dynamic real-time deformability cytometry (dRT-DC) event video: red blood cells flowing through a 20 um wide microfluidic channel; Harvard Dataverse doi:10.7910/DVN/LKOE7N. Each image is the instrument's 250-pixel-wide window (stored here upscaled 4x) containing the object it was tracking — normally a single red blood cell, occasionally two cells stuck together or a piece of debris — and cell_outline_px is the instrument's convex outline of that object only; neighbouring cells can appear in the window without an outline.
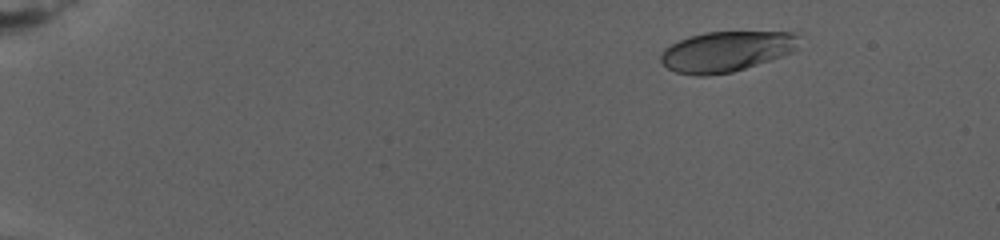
{"species": "human", "species_latin": "Homo sapiens", "temperature_condition": "warm", "stored_images_in_passage": 12, "camera_frame_rate_fps": 3000, "um_per_image_px": 0.085, "donor": {"sex": "female"}, "frame": {"image": 1, "passage_image": 4, "time_ms": 3.667, "image_size_px": [1000, 240], "cell_outline_px": [[796, 48], [792, 52], [732, 72], [704, 76], [696, 76], [676, 72], [668, 68], [660, 60], [660, 52], [664, 48], [688, 36], [704, 32], [796, 32]], "centroid_in_image_um": [61.66, 4.37], "position_along_channel_um": 23.3, "area_um2": 32.19}}
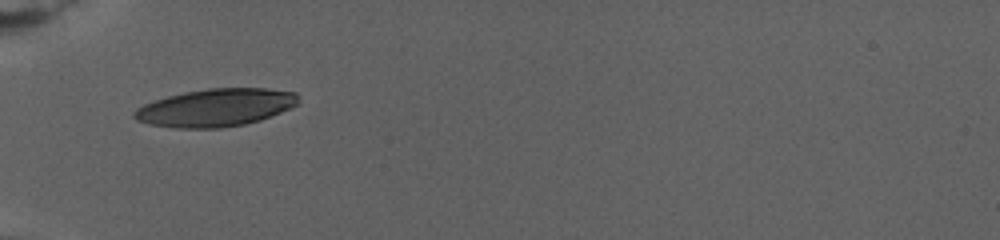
{"frame": {"image": 2, "passage_image": 9, "time_ms": 10.0, "image_size_px": [1000, 240], "cell_outline_px": [[300, 104], [292, 108], [260, 120], [244, 124], [220, 128], [172, 128], [148, 124], [136, 120], [132, 116], [132, 112], [136, 108], [144, 104], [168, 96], [184, 92], [208, 88], [268, 88], [296, 92]], "centroid_in_image_um": [18.34, 9.15], "position_along_channel_um": 66.7, "area_um2": 36.36}}
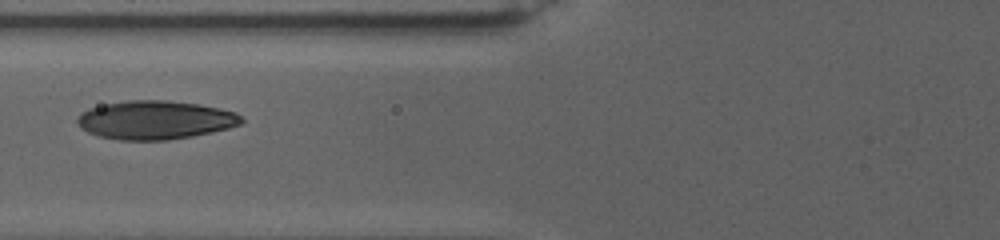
{"frame": {"image": 3, "passage_image": 11, "time_ms": 12.0, "image_size_px": [1000, 240], "cell_outline_px": [[244, 120], [240, 124], [228, 128], [212, 132], [192, 136], [168, 140], [120, 140], [100, 136], [88, 132], [80, 128], [76, 124], [76, 120], [80, 112], [88, 108], [104, 104], [128, 100], [164, 100], [200, 104], [236, 112]], "centroid_in_image_um": [13.16, 10.19], "position_along_channel_um": 112.6, "area_um2": 37.05}}